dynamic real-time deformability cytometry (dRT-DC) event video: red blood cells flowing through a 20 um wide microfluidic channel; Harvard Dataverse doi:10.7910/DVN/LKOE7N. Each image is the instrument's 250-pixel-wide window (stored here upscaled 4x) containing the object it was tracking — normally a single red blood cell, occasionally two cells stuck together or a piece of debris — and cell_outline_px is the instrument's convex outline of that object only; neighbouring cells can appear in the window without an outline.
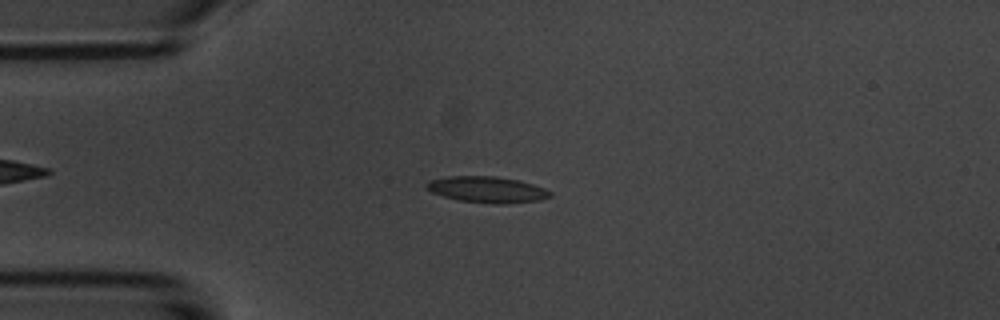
{"species": "common noctule bat (a hibernating species)", "species_latin": "Nyctalus noctula", "temperature_condition": "room temperature", "stored_images_in_passage": 6, "camera_frame_rate_fps": 3000, "um_per_image_px": 0.085, "animal": {"sex": "male", "body_mass_g": 20.1, "forearm_length_mm": 53.5}, "frame": {"image": 1, "passage_image": 3, "time_ms": 2.333, "image_size_px": [1000, 320], "cell_outline_px": [[552, 196], [540, 200], [508, 204], [492, 204], [460, 200], [444, 196], [432, 192], [424, 188], [424, 184], [432, 180], [448, 176], [496, 176], [520, 180], [544, 188], [552, 192]], "centroid_in_image_um": [41.43, 16.11], "position_along_channel_um": 43.6, "area_um2": 18.96}}
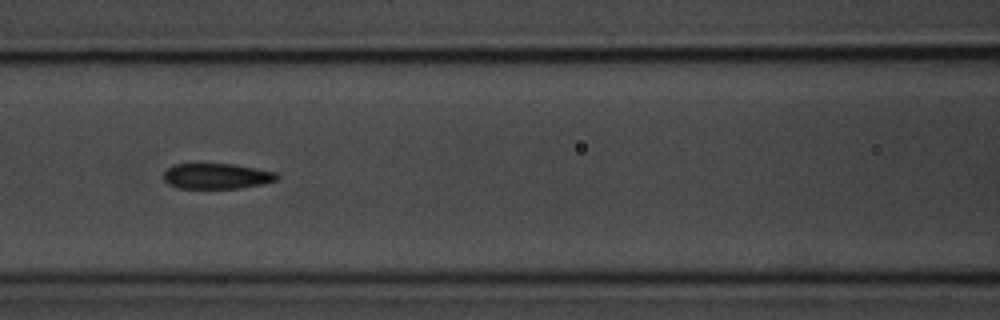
{"frame": {"image": 2, "passage_image": 6, "time_ms": 5.667, "image_size_px": [1000, 320], "cell_outline_px": [[280, 176], [276, 180], [260, 184], [240, 188], [176, 188], [168, 184], [164, 180], [164, 172], [168, 168], [176, 164], [232, 164], [276, 172]], "centroid_in_image_um": [18.4, 14.97], "position_along_channel_um": 148.2, "area_um2": 16.7}}